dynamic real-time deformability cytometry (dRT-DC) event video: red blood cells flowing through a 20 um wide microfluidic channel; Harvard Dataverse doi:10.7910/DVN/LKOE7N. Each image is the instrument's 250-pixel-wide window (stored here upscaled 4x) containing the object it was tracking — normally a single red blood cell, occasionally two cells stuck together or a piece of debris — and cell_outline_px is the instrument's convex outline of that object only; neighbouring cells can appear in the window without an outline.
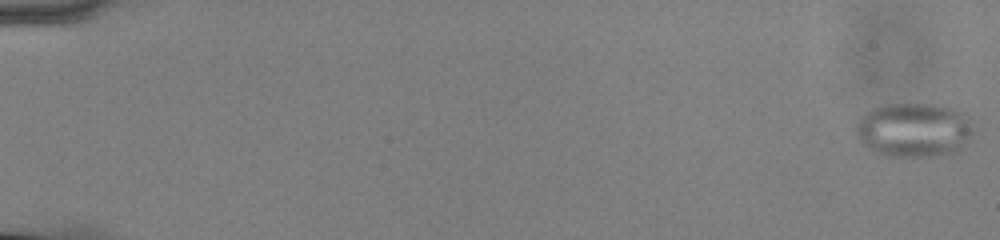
{"species": "common noctule bat (a hibernating species)", "species_latin": "Nyctalus noctula", "temperature_condition": "cold", "stored_images_in_passage": 57, "camera_frame_rate_fps": 3000, "um_per_image_px": 0.085, "animal": {"sex": "male", "body_mass_g": 13.0, "forearm_length_mm": 53.1}, "frame": {"image": 1, "passage_image": 1, "time_ms": 0.0, "image_size_px": [1000, 240], "cell_outline_px": [[972, 136], [968, 144], [964, 148], [956, 152], [936, 156], [888, 156], [868, 148], [860, 144], [856, 136], [856, 124], [872, 108], [880, 104], [932, 104], [956, 108], [964, 112], [968, 116], [972, 132]], "centroid_in_image_um": [77.72, 11.04], "position_along_channel_um": 7.3, "area_um2": 37.51}}
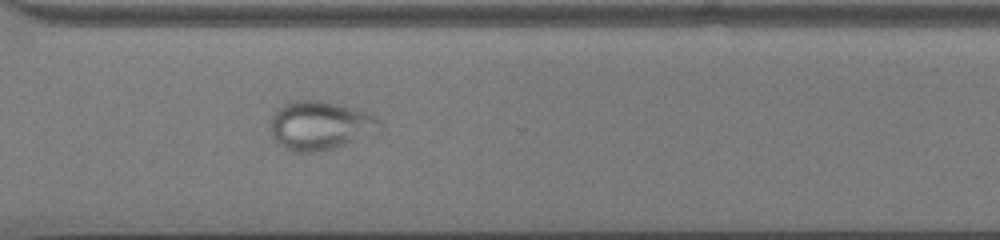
{"frame": {"image": 2, "passage_image": 43, "time_ms": 14.0, "image_size_px": [1000, 240], "cell_outline_px": [[380, 132], [320, 152], [292, 152], [276, 144], [272, 140], [272, 116], [276, 108], [292, 100], [320, 100], [336, 104], [364, 112], [376, 116], [380, 120]], "centroid_in_image_um": [27.17, 10.68], "position_along_channel_um": 343.4, "area_um2": 31.1}}
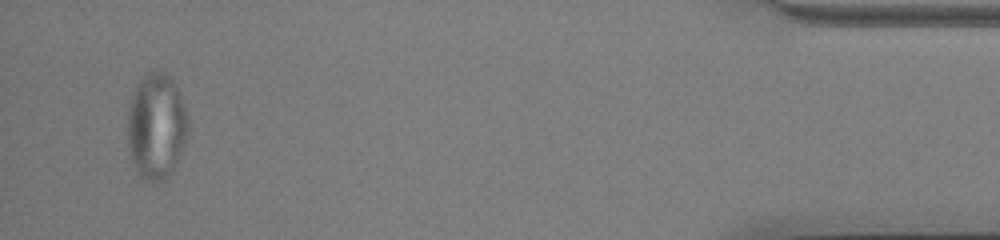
{"frame": {"image": 3, "passage_image": 55, "time_ms": 18.0, "image_size_px": [1000, 240], "cell_outline_px": [[188, 136], [176, 168], [168, 176], [160, 180], [148, 180], [140, 176], [132, 160], [128, 148], [128, 108], [132, 96], [140, 80], [148, 72], [164, 72], [172, 80], [176, 88], [184, 108], [188, 120]], "centroid_in_image_um": [13.3, 10.77], "position_along_channel_um": 421.9, "area_um2": 36.93}}